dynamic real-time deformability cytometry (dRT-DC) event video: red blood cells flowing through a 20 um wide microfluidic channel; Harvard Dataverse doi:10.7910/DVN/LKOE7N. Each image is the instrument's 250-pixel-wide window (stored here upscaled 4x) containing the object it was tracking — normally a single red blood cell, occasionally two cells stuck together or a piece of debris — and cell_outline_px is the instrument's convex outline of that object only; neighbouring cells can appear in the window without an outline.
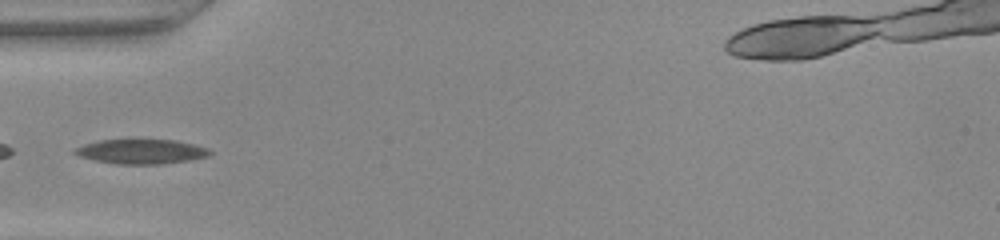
{"species": "common noctule bat (a hibernating species)", "species_latin": "Nyctalus noctula", "temperature_condition": "warm", "stored_images_in_passage": 35, "camera_frame_rate_fps": 3000, "um_per_image_px": 0.085, "animal": {"sex": "female", "body_mass_g": 22.0, "forearm_length_mm": 56.7}, "frame": {"image": 1, "passage_image": 1, "time_ms": 0.0, "image_size_px": [1000, 240], "cell_outline_px": [[212, 152], [208, 156], [188, 160], [160, 164], [116, 164], [96, 160], [80, 156], [72, 152], [72, 148], [84, 144], [100, 140], [176, 140], [208, 148]], "centroid_in_image_um": [11.98, 12.88], "position_along_channel_um": 73.0, "area_um2": 19.19}}
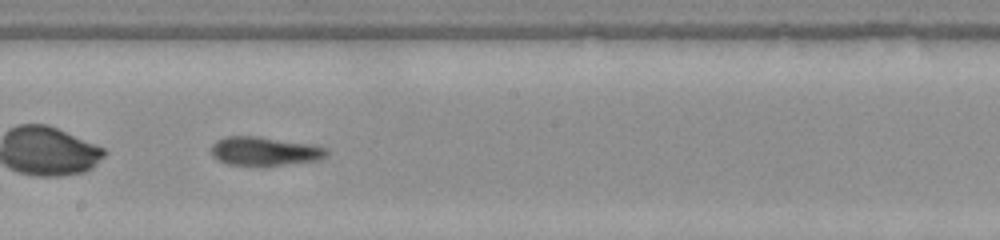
{"frame": {"image": 2, "passage_image": 12, "time_ms": 3.667, "image_size_px": [1000, 240], "cell_outline_px": [[328, 152], [320, 160], [252, 168], [228, 164], [216, 160], [212, 156], [212, 144], [216, 140], [228, 136], [256, 136], [316, 144], [328, 148]], "centroid_in_image_um": [22.48, 12.88], "position_along_channel_um": 225.7, "area_um2": 20.06}}
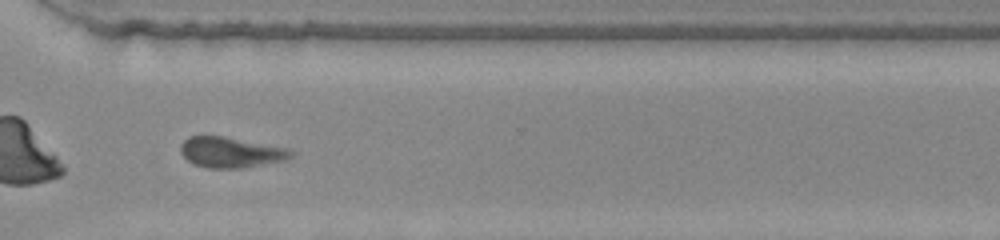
{"frame": {"image": 3, "passage_image": 21, "time_ms": 6.667, "image_size_px": [1000, 240], "cell_outline_px": [[296, 152], [292, 156], [284, 160], [240, 168], [208, 168], [192, 164], [180, 152], [180, 144], [188, 136], [224, 136], [284, 148]], "centroid_in_image_um": [19.55, 12.95], "position_along_channel_um": 351.0, "area_um2": 19.42}}